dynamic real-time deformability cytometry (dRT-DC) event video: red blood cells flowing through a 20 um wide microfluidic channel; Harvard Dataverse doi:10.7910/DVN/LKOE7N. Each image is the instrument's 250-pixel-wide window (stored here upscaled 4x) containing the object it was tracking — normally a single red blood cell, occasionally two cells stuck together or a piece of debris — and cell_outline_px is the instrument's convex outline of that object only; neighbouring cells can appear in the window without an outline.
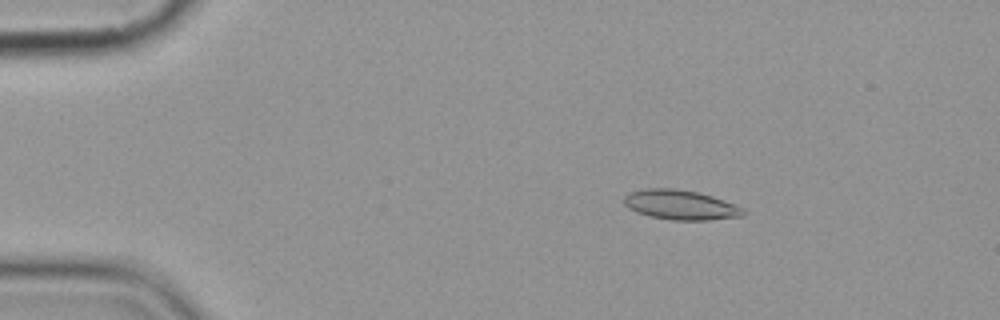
{"species": "common noctule bat (a hibernating species)", "species_latin": "Nyctalus noctula", "temperature_condition": "cold", "stored_images_in_passage": 4, "camera_frame_rate_fps": 3000, "um_per_image_px": 0.085, "animal": {"sex": "female", "body_mass_g": 19.9}, "frame": {"image": 1, "passage_image": 2, "time_ms": 1.0, "image_size_px": [1000, 320], "cell_outline_px": [[744, 216], [708, 220], [672, 220], [648, 216], [636, 212], [628, 208], [624, 204], [624, 196], [628, 192], [644, 188], [672, 188], [696, 192], [712, 196], [724, 200], [744, 208]], "centroid_in_image_um": [57.81, 17.41], "position_along_channel_um": 27.2, "area_um2": 20.75}}
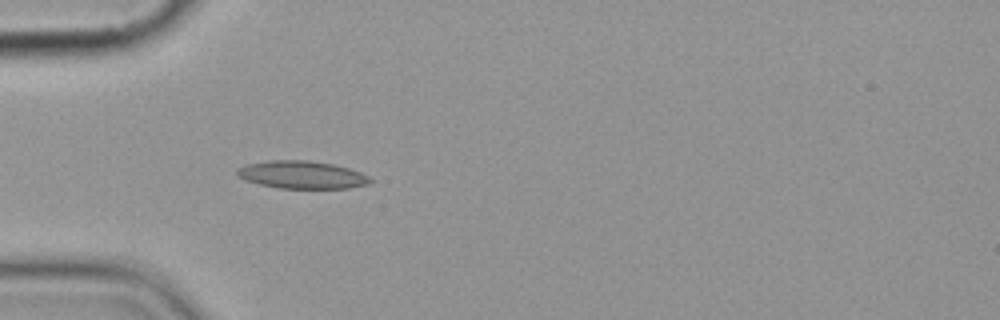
{"frame": {"image": 2, "passage_image": 4, "time_ms": 3.667, "image_size_px": [1000, 320], "cell_outline_px": [[372, 180], [368, 184], [348, 188], [280, 188], [260, 184], [244, 180], [236, 176], [236, 168], [244, 164], [268, 160], [308, 160], [332, 164], [348, 168], [360, 172], [368, 176]], "centroid_in_image_um": [25.59, 14.85], "position_along_channel_um": 59.4, "area_um2": 21.56}}